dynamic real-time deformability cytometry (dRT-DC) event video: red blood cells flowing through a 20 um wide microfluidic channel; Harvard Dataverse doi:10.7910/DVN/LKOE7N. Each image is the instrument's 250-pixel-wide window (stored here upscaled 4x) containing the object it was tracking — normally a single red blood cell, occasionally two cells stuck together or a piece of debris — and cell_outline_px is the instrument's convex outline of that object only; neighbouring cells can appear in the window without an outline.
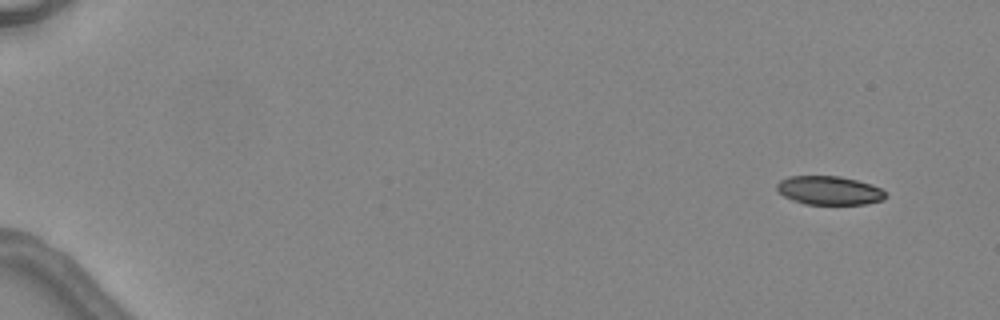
{"species": "common noctule bat (a hibernating species)", "species_latin": "Nyctalus noctula", "temperature_condition": "warm", "stored_images_in_passage": 6, "segment_of_instrument_passage": [2, 2], "camera_frame_rate_fps": 3000, "um_per_image_px": 0.085, "animal": {"sex": "female", "body_mass_g": 24.6, "forearm_length_mm": 56.2}, "frame": {"image": 1, "passage_image": 6, "time_ms": 6.667, "image_size_px": [1000, 320], "cell_outline_px": [[888, 196], [884, 200], [868, 204], [804, 204], [792, 200], [784, 196], [776, 188], [776, 184], [780, 180], [788, 176], [840, 176], [872, 184], [880, 188]], "centroid_in_image_um": [70.5, 16.19], "position_along_channel_um": 14.5, "area_um2": 18.32}}